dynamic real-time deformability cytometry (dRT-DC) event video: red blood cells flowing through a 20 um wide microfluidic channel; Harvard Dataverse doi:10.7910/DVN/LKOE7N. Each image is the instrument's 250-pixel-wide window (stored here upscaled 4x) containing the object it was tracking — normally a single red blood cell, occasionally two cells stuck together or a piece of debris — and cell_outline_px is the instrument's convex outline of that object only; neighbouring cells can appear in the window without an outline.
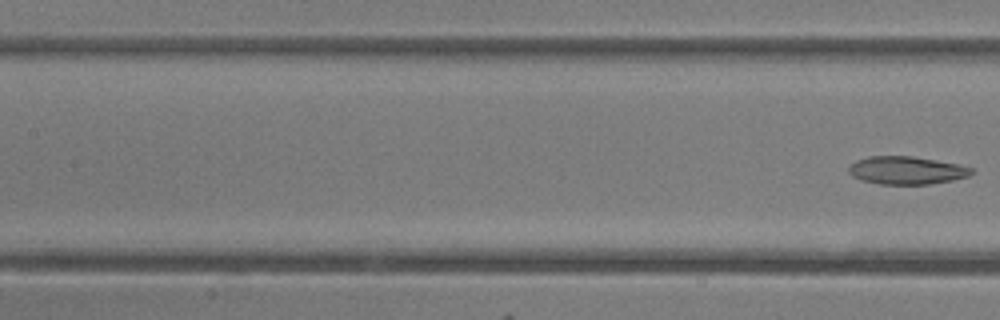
{"species": "common noctule bat (a hibernating species)", "species_latin": "Nyctalus noctula", "temperature_condition": "room temperature", "stored_images_in_passage": 8, "segment_of_instrument_passage": [2, 2], "camera_frame_rate_fps": 3000, "um_per_image_px": 0.085, "animal": {"sex": "female"}, "frame": {"image": 1, "passage_image": 8, "time_ms": 9.0, "image_size_px": [1000, 320], "cell_outline_px": [[976, 172], [968, 176], [952, 180], [928, 184], [880, 184], [864, 180], [852, 176], [848, 172], [848, 168], [856, 160], [868, 156], [912, 156], [960, 164], [976, 168]], "centroid_in_image_um": [77.11, 14.47], "position_along_channel_um": 130.3, "area_um2": 20.06}}